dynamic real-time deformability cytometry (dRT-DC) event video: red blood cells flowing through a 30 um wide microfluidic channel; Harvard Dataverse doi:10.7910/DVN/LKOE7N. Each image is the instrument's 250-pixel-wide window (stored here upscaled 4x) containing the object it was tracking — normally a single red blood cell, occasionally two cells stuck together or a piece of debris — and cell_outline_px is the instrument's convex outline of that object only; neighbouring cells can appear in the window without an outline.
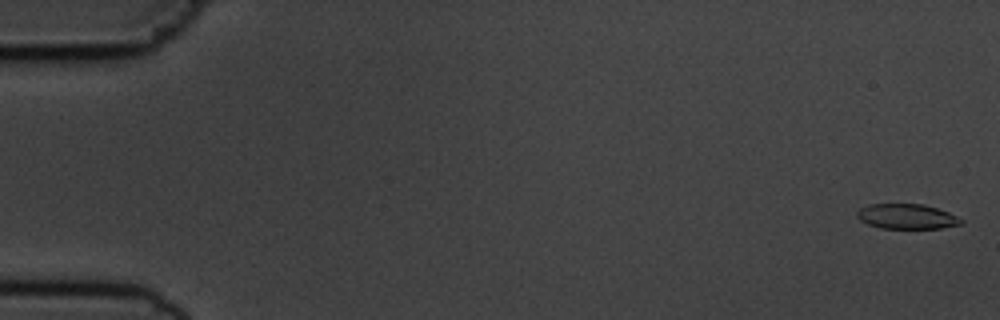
{"species": "common noctule bat (a hibernating species)", "species_latin": "Nyctalus noctula", "temperature_condition": "cold", "stored_images_in_passage": 56, "camera_frame_rate_fps": 3000, "um_per_image_px": 0.085, "animal": {"sex": "male", "body_mass_g": 19.5, "forearm_length_mm": 54.6}, "frame": {"image": 1, "passage_image": 2, "time_ms": 0.333, "image_size_px": [1000, 320], "cell_outline_px": [[964, 224], [940, 228], [880, 228], [868, 224], [860, 220], [856, 216], [856, 212], [860, 208], [868, 204], [924, 204], [948, 212], [964, 220]], "centroid_in_image_um": [77.07, 18.4], "position_along_channel_um": 7.9, "area_um2": 15.2}}
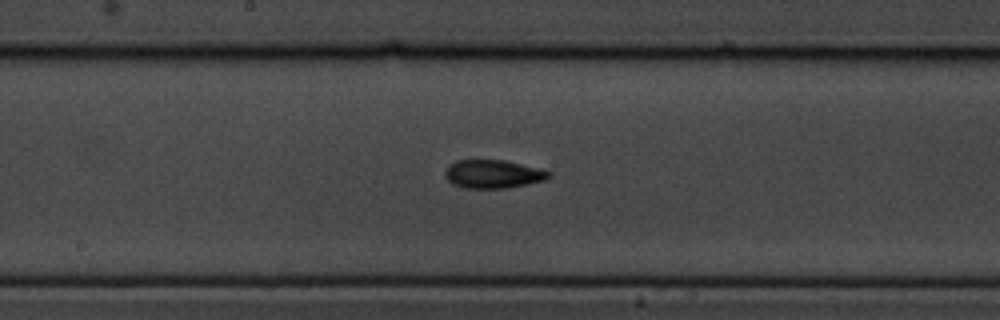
{"frame": {"image": 2, "passage_image": 30, "time_ms": 9.667, "image_size_px": [1000, 320], "cell_outline_px": [[552, 176], [544, 180], [528, 184], [508, 188], [464, 188], [452, 184], [444, 176], [444, 172], [448, 164], [456, 160], [504, 160], [552, 172]], "centroid_in_image_um": [41.87, 14.8], "position_along_channel_um": 206.3, "area_um2": 17.22}}
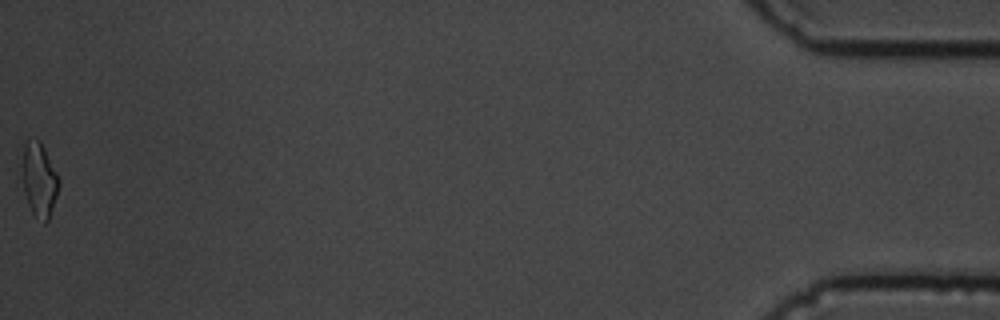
{"frame": {"image": 3, "passage_image": 56, "time_ms": 18.333, "image_size_px": [1000, 320], "cell_outline_px": [[60, 184], [48, 220], [44, 224], [32, 212], [28, 204], [24, 192], [24, 144], [28, 140], [40, 140], [60, 180]], "centroid_in_image_um": [3.36, 15.31], "position_along_channel_um": 431.8, "area_um2": 15.2}, "authors_computed_cell_mechanics": {"area_um2": 16.5308, "velocity_mm_per_s": 3.6904, "shape_relaxation_time_tau1_ms": 2.8615, "shape_relaxation_time_tau2_ms": 3.6759, "deformation_change_tau1": 0.1191, "deformation_change_tau2": 0.0929}}